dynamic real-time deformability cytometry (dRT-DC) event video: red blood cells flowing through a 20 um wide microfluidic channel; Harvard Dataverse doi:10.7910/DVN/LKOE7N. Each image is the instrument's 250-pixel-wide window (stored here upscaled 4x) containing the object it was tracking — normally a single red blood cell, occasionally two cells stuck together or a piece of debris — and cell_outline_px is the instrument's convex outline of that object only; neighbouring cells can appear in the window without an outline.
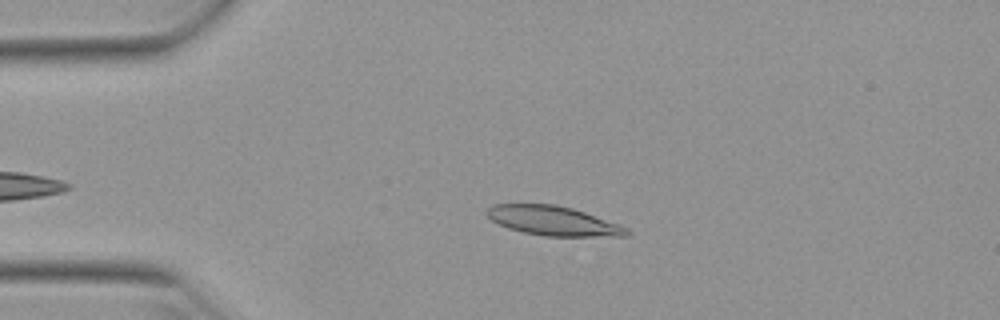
{"species": "Egyptian fruit bat (a non-hibernating species)", "species_latin": "Rousettus aegyptiacus", "temperature_condition": "warm", "stored_images_in_passage": 21, "camera_frame_rate_fps": 3000, "um_per_image_px": 0.085, "animal": {"sex": "female"}, "frame": {"image": 1, "passage_image": 9, "time_ms": 2.667, "image_size_px": [1000, 320], "cell_outline_px": [[632, 232], [628, 236], [544, 236], [524, 232], [508, 228], [492, 220], [484, 212], [492, 204], [556, 204], [572, 208], [620, 224], [628, 228]], "centroid_in_image_um": [47.05, 18.77], "position_along_channel_um": 38.0, "area_um2": 23.99}}
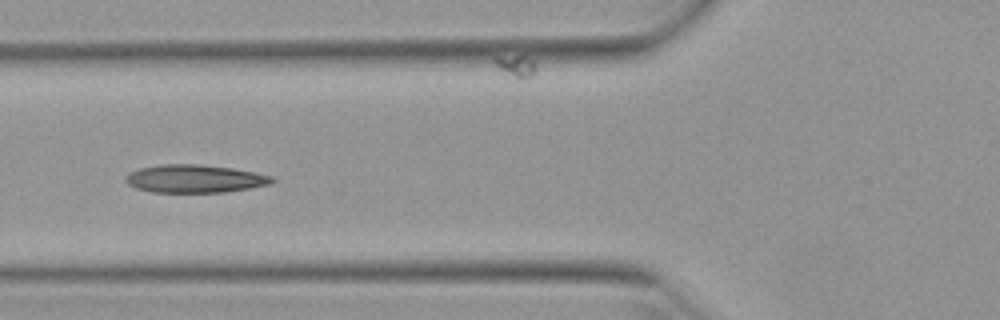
{"frame": {"image": 2, "passage_image": 17, "time_ms": 5.333, "image_size_px": [1000, 320], "cell_outline_px": [[276, 180], [272, 184], [224, 192], [152, 192], [136, 188], [128, 184], [124, 180], [124, 176], [128, 172], [140, 168], [160, 164], [200, 164], [232, 168], [276, 176]], "centroid_in_image_um": [16.56, 15.18], "position_along_channel_um": 109.2, "area_um2": 24.1}}
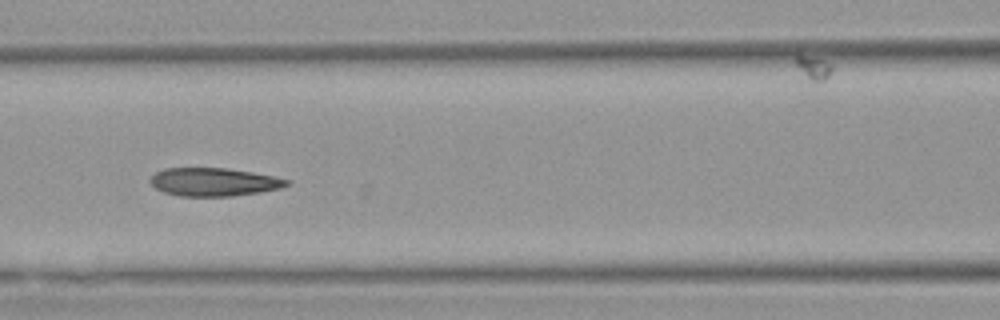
{"frame": {"image": 3, "passage_image": 20, "time_ms": 6.333, "image_size_px": [1000, 320], "cell_outline_px": [[292, 184], [280, 188], [260, 192], [232, 196], [180, 196], [164, 192], [156, 188], [148, 180], [156, 172], [164, 168], [228, 168], [252, 172], [292, 180]], "centroid_in_image_um": [18.2, 15.46], "position_along_channel_um": 148.4, "area_um2": 22.48}}